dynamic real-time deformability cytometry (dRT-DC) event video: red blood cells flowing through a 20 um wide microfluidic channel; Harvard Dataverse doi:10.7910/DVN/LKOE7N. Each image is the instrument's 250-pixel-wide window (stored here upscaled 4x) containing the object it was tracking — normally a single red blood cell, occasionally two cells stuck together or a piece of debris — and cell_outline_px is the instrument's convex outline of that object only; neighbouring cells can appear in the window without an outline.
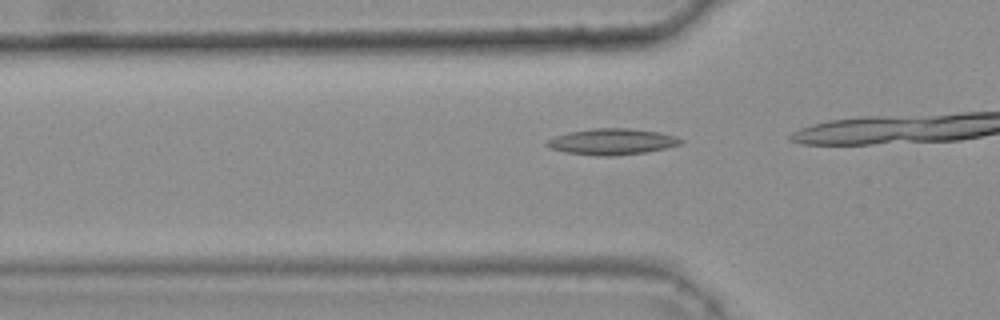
{"species": "common noctule bat (a hibernating species)", "species_latin": "Nyctalus noctula", "temperature_condition": "warm", "stored_images_in_passage": 8, "camera_frame_rate_fps": 3000, "um_per_image_px": 0.085, "animal": {"sex": "female", "body_mass_g": 25.1}, "frame": {"image": 1, "passage_image": 5, "time_ms": 1.333, "image_size_px": [1000, 320], "cell_outline_px": [[684, 140], [680, 144], [668, 148], [648, 152], [612, 156], [596, 156], [564, 152], [548, 148], [544, 144], [548, 140], [556, 136], [568, 132], [592, 128], [632, 128], [656, 132], [676, 136]], "centroid_in_image_um": [52.01, 12.05], "position_along_channel_um": 73.8, "area_um2": 20.58}}